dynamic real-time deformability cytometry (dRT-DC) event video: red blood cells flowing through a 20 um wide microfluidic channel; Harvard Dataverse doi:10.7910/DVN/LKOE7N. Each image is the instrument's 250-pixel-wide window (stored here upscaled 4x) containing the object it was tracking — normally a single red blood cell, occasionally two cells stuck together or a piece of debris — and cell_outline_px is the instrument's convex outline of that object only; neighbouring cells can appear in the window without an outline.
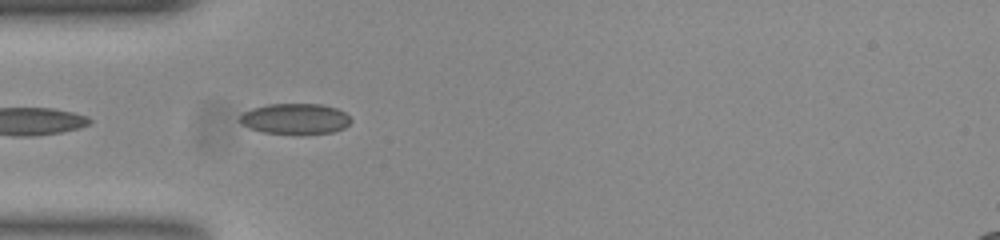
{"species": "common noctule bat (a hibernating species)", "species_latin": "Nyctalus noctula", "temperature_condition": "room temperature", "stored_images_in_passage": 22, "camera_frame_rate_fps": 3000, "um_per_image_px": 0.085, "animal": {"sex": "female", "body_mass_g": 23.0, "forearm_length_mm": 53.4}, "frame": {"image": 1, "passage_image": 1, "time_ms": 0.0, "image_size_px": [1000, 240], "cell_outline_px": [[352, 120], [344, 128], [332, 132], [264, 132], [248, 128], [240, 124], [236, 120], [244, 112], [252, 108], [268, 104], [320, 104], [336, 108], [344, 112]], "centroid_in_image_um": [25.03, 10.07], "position_along_channel_um": 60.0, "area_um2": 19.42}}